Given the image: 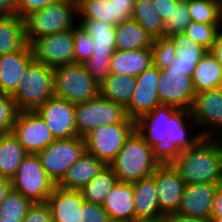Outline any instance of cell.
Returning <instances> with one entry per match:
<instances>
[{
    "label": "cell",
    "mask_w": 222,
    "mask_h": 222,
    "mask_svg": "<svg viewBox=\"0 0 222 222\" xmlns=\"http://www.w3.org/2000/svg\"><path fill=\"white\" fill-rule=\"evenodd\" d=\"M135 129L152 148L153 157L160 165L171 164L181 151L195 146L203 138L196 130L198 127L190 110L170 105H159L143 114L135 121Z\"/></svg>",
    "instance_id": "6da1fadb"
},
{
    "label": "cell",
    "mask_w": 222,
    "mask_h": 222,
    "mask_svg": "<svg viewBox=\"0 0 222 222\" xmlns=\"http://www.w3.org/2000/svg\"><path fill=\"white\" fill-rule=\"evenodd\" d=\"M184 183L222 184V147L217 138L203 137L181 151L171 163Z\"/></svg>",
    "instance_id": "7a4b0ae2"
},
{
    "label": "cell",
    "mask_w": 222,
    "mask_h": 222,
    "mask_svg": "<svg viewBox=\"0 0 222 222\" xmlns=\"http://www.w3.org/2000/svg\"><path fill=\"white\" fill-rule=\"evenodd\" d=\"M159 165L152 148L135 129L108 166L119 182L133 183L153 175Z\"/></svg>",
    "instance_id": "3957f363"
},
{
    "label": "cell",
    "mask_w": 222,
    "mask_h": 222,
    "mask_svg": "<svg viewBox=\"0 0 222 222\" xmlns=\"http://www.w3.org/2000/svg\"><path fill=\"white\" fill-rule=\"evenodd\" d=\"M76 17V0H58L27 14L23 17L27 43L30 45L37 38L72 29Z\"/></svg>",
    "instance_id": "277c9868"
},
{
    "label": "cell",
    "mask_w": 222,
    "mask_h": 222,
    "mask_svg": "<svg viewBox=\"0 0 222 222\" xmlns=\"http://www.w3.org/2000/svg\"><path fill=\"white\" fill-rule=\"evenodd\" d=\"M54 96V68L33 60L12 95L19 111L37 110Z\"/></svg>",
    "instance_id": "5b68a950"
},
{
    "label": "cell",
    "mask_w": 222,
    "mask_h": 222,
    "mask_svg": "<svg viewBox=\"0 0 222 222\" xmlns=\"http://www.w3.org/2000/svg\"><path fill=\"white\" fill-rule=\"evenodd\" d=\"M75 126L79 137L93 129L111 123H135L126 108L103 98L100 94L86 102L75 103Z\"/></svg>",
    "instance_id": "8992f818"
},
{
    "label": "cell",
    "mask_w": 222,
    "mask_h": 222,
    "mask_svg": "<svg viewBox=\"0 0 222 222\" xmlns=\"http://www.w3.org/2000/svg\"><path fill=\"white\" fill-rule=\"evenodd\" d=\"M99 85L79 63L54 68V96L72 103L86 102L100 94Z\"/></svg>",
    "instance_id": "52a82bcc"
},
{
    "label": "cell",
    "mask_w": 222,
    "mask_h": 222,
    "mask_svg": "<svg viewBox=\"0 0 222 222\" xmlns=\"http://www.w3.org/2000/svg\"><path fill=\"white\" fill-rule=\"evenodd\" d=\"M12 189L32 203L47 202L57 186L46 174L37 154H28L11 179Z\"/></svg>",
    "instance_id": "ba28073f"
},
{
    "label": "cell",
    "mask_w": 222,
    "mask_h": 222,
    "mask_svg": "<svg viewBox=\"0 0 222 222\" xmlns=\"http://www.w3.org/2000/svg\"><path fill=\"white\" fill-rule=\"evenodd\" d=\"M85 152L84 138L76 136L55 139L37 155L46 174L58 185Z\"/></svg>",
    "instance_id": "9c48e42d"
},
{
    "label": "cell",
    "mask_w": 222,
    "mask_h": 222,
    "mask_svg": "<svg viewBox=\"0 0 222 222\" xmlns=\"http://www.w3.org/2000/svg\"><path fill=\"white\" fill-rule=\"evenodd\" d=\"M134 130L135 123L101 125L83 137L86 152L109 165Z\"/></svg>",
    "instance_id": "30bf717a"
},
{
    "label": "cell",
    "mask_w": 222,
    "mask_h": 222,
    "mask_svg": "<svg viewBox=\"0 0 222 222\" xmlns=\"http://www.w3.org/2000/svg\"><path fill=\"white\" fill-rule=\"evenodd\" d=\"M190 112L203 137L217 138L222 134V87L196 93Z\"/></svg>",
    "instance_id": "8fae6325"
},
{
    "label": "cell",
    "mask_w": 222,
    "mask_h": 222,
    "mask_svg": "<svg viewBox=\"0 0 222 222\" xmlns=\"http://www.w3.org/2000/svg\"><path fill=\"white\" fill-rule=\"evenodd\" d=\"M12 134L28 154H38L55 140L45 120L36 110L19 111Z\"/></svg>",
    "instance_id": "7c38bea8"
},
{
    "label": "cell",
    "mask_w": 222,
    "mask_h": 222,
    "mask_svg": "<svg viewBox=\"0 0 222 222\" xmlns=\"http://www.w3.org/2000/svg\"><path fill=\"white\" fill-rule=\"evenodd\" d=\"M34 60L55 68L74 63V39L70 30L35 39L31 44Z\"/></svg>",
    "instance_id": "4fadbf2b"
},
{
    "label": "cell",
    "mask_w": 222,
    "mask_h": 222,
    "mask_svg": "<svg viewBox=\"0 0 222 222\" xmlns=\"http://www.w3.org/2000/svg\"><path fill=\"white\" fill-rule=\"evenodd\" d=\"M161 70L153 64L136 77V86L130 103L126 107L130 119L137 120L160 104L158 83Z\"/></svg>",
    "instance_id": "5bb4252c"
},
{
    "label": "cell",
    "mask_w": 222,
    "mask_h": 222,
    "mask_svg": "<svg viewBox=\"0 0 222 222\" xmlns=\"http://www.w3.org/2000/svg\"><path fill=\"white\" fill-rule=\"evenodd\" d=\"M45 120L55 139L78 136L75 126V103L52 96L36 110Z\"/></svg>",
    "instance_id": "9a60e30c"
},
{
    "label": "cell",
    "mask_w": 222,
    "mask_h": 222,
    "mask_svg": "<svg viewBox=\"0 0 222 222\" xmlns=\"http://www.w3.org/2000/svg\"><path fill=\"white\" fill-rule=\"evenodd\" d=\"M195 94L191 76H184L177 71L161 70L158 83V96L161 105L190 110Z\"/></svg>",
    "instance_id": "2e32d148"
},
{
    "label": "cell",
    "mask_w": 222,
    "mask_h": 222,
    "mask_svg": "<svg viewBox=\"0 0 222 222\" xmlns=\"http://www.w3.org/2000/svg\"><path fill=\"white\" fill-rule=\"evenodd\" d=\"M160 212L178 211L186 184L171 164L159 165L153 172Z\"/></svg>",
    "instance_id": "e0dca14e"
},
{
    "label": "cell",
    "mask_w": 222,
    "mask_h": 222,
    "mask_svg": "<svg viewBox=\"0 0 222 222\" xmlns=\"http://www.w3.org/2000/svg\"><path fill=\"white\" fill-rule=\"evenodd\" d=\"M34 60L31 46L0 56V93L13 95L29 64Z\"/></svg>",
    "instance_id": "ac0fdd59"
},
{
    "label": "cell",
    "mask_w": 222,
    "mask_h": 222,
    "mask_svg": "<svg viewBox=\"0 0 222 222\" xmlns=\"http://www.w3.org/2000/svg\"><path fill=\"white\" fill-rule=\"evenodd\" d=\"M220 185L222 184H187L177 212L192 217L210 219L213 198Z\"/></svg>",
    "instance_id": "d6986e66"
},
{
    "label": "cell",
    "mask_w": 222,
    "mask_h": 222,
    "mask_svg": "<svg viewBox=\"0 0 222 222\" xmlns=\"http://www.w3.org/2000/svg\"><path fill=\"white\" fill-rule=\"evenodd\" d=\"M84 201L80 190H67L57 185L47 200L52 222H80Z\"/></svg>",
    "instance_id": "ffe728a7"
},
{
    "label": "cell",
    "mask_w": 222,
    "mask_h": 222,
    "mask_svg": "<svg viewBox=\"0 0 222 222\" xmlns=\"http://www.w3.org/2000/svg\"><path fill=\"white\" fill-rule=\"evenodd\" d=\"M132 183L117 182L109 191L103 209L112 220L125 222L135 221Z\"/></svg>",
    "instance_id": "44dd1931"
},
{
    "label": "cell",
    "mask_w": 222,
    "mask_h": 222,
    "mask_svg": "<svg viewBox=\"0 0 222 222\" xmlns=\"http://www.w3.org/2000/svg\"><path fill=\"white\" fill-rule=\"evenodd\" d=\"M93 39L90 59H111L116 51V26L94 19H79Z\"/></svg>",
    "instance_id": "7402d4cb"
},
{
    "label": "cell",
    "mask_w": 222,
    "mask_h": 222,
    "mask_svg": "<svg viewBox=\"0 0 222 222\" xmlns=\"http://www.w3.org/2000/svg\"><path fill=\"white\" fill-rule=\"evenodd\" d=\"M152 64L151 48L116 50L110 60V74L137 77Z\"/></svg>",
    "instance_id": "603a6c76"
},
{
    "label": "cell",
    "mask_w": 222,
    "mask_h": 222,
    "mask_svg": "<svg viewBox=\"0 0 222 222\" xmlns=\"http://www.w3.org/2000/svg\"><path fill=\"white\" fill-rule=\"evenodd\" d=\"M171 37L176 45V59L165 70L192 76L197 63L207 50L184 33L174 34Z\"/></svg>",
    "instance_id": "cb8c5ba5"
},
{
    "label": "cell",
    "mask_w": 222,
    "mask_h": 222,
    "mask_svg": "<svg viewBox=\"0 0 222 222\" xmlns=\"http://www.w3.org/2000/svg\"><path fill=\"white\" fill-rule=\"evenodd\" d=\"M106 164L93 155L85 152L58 184L60 188L67 190H81L86 186Z\"/></svg>",
    "instance_id": "d4e9b609"
},
{
    "label": "cell",
    "mask_w": 222,
    "mask_h": 222,
    "mask_svg": "<svg viewBox=\"0 0 222 222\" xmlns=\"http://www.w3.org/2000/svg\"><path fill=\"white\" fill-rule=\"evenodd\" d=\"M134 195L135 220L157 218L160 212L157 199V190L153 175L132 183Z\"/></svg>",
    "instance_id": "484cf974"
},
{
    "label": "cell",
    "mask_w": 222,
    "mask_h": 222,
    "mask_svg": "<svg viewBox=\"0 0 222 222\" xmlns=\"http://www.w3.org/2000/svg\"><path fill=\"white\" fill-rule=\"evenodd\" d=\"M191 79L195 93L222 87V66L211 51L201 57Z\"/></svg>",
    "instance_id": "4316f807"
},
{
    "label": "cell",
    "mask_w": 222,
    "mask_h": 222,
    "mask_svg": "<svg viewBox=\"0 0 222 222\" xmlns=\"http://www.w3.org/2000/svg\"><path fill=\"white\" fill-rule=\"evenodd\" d=\"M154 38L135 20L116 25V50L151 48Z\"/></svg>",
    "instance_id": "83f0119b"
},
{
    "label": "cell",
    "mask_w": 222,
    "mask_h": 222,
    "mask_svg": "<svg viewBox=\"0 0 222 222\" xmlns=\"http://www.w3.org/2000/svg\"><path fill=\"white\" fill-rule=\"evenodd\" d=\"M27 44L23 18L0 16V56L22 50Z\"/></svg>",
    "instance_id": "f1b7e54d"
},
{
    "label": "cell",
    "mask_w": 222,
    "mask_h": 222,
    "mask_svg": "<svg viewBox=\"0 0 222 222\" xmlns=\"http://www.w3.org/2000/svg\"><path fill=\"white\" fill-rule=\"evenodd\" d=\"M27 155L12 132L4 133L0 139V177L11 180Z\"/></svg>",
    "instance_id": "f546056e"
},
{
    "label": "cell",
    "mask_w": 222,
    "mask_h": 222,
    "mask_svg": "<svg viewBox=\"0 0 222 222\" xmlns=\"http://www.w3.org/2000/svg\"><path fill=\"white\" fill-rule=\"evenodd\" d=\"M136 86V77L110 74L100 85V95L110 101L124 106L131 101Z\"/></svg>",
    "instance_id": "4dcf8cb0"
},
{
    "label": "cell",
    "mask_w": 222,
    "mask_h": 222,
    "mask_svg": "<svg viewBox=\"0 0 222 222\" xmlns=\"http://www.w3.org/2000/svg\"><path fill=\"white\" fill-rule=\"evenodd\" d=\"M118 178L113 170L106 165L86 186L80 191L85 201L103 205L111 188L116 185Z\"/></svg>",
    "instance_id": "1f68e13d"
},
{
    "label": "cell",
    "mask_w": 222,
    "mask_h": 222,
    "mask_svg": "<svg viewBox=\"0 0 222 222\" xmlns=\"http://www.w3.org/2000/svg\"><path fill=\"white\" fill-rule=\"evenodd\" d=\"M131 19L140 24L153 38L164 36V21L152 0H135Z\"/></svg>",
    "instance_id": "d6a6232c"
},
{
    "label": "cell",
    "mask_w": 222,
    "mask_h": 222,
    "mask_svg": "<svg viewBox=\"0 0 222 222\" xmlns=\"http://www.w3.org/2000/svg\"><path fill=\"white\" fill-rule=\"evenodd\" d=\"M77 18L94 19L115 26V9L109 0H76Z\"/></svg>",
    "instance_id": "836d02e7"
},
{
    "label": "cell",
    "mask_w": 222,
    "mask_h": 222,
    "mask_svg": "<svg viewBox=\"0 0 222 222\" xmlns=\"http://www.w3.org/2000/svg\"><path fill=\"white\" fill-rule=\"evenodd\" d=\"M193 22L222 25V8L218 0H188Z\"/></svg>",
    "instance_id": "e575fe53"
},
{
    "label": "cell",
    "mask_w": 222,
    "mask_h": 222,
    "mask_svg": "<svg viewBox=\"0 0 222 222\" xmlns=\"http://www.w3.org/2000/svg\"><path fill=\"white\" fill-rule=\"evenodd\" d=\"M32 202L13 189L0 204V222H22Z\"/></svg>",
    "instance_id": "d590c367"
},
{
    "label": "cell",
    "mask_w": 222,
    "mask_h": 222,
    "mask_svg": "<svg viewBox=\"0 0 222 222\" xmlns=\"http://www.w3.org/2000/svg\"><path fill=\"white\" fill-rule=\"evenodd\" d=\"M151 51L153 65L160 70L169 67L176 59V45L171 36L154 38Z\"/></svg>",
    "instance_id": "8d00e7d4"
},
{
    "label": "cell",
    "mask_w": 222,
    "mask_h": 222,
    "mask_svg": "<svg viewBox=\"0 0 222 222\" xmlns=\"http://www.w3.org/2000/svg\"><path fill=\"white\" fill-rule=\"evenodd\" d=\"M191 22L188 0H180L176 8H173L170 17L164 22V36L183 33Z\"/></svg>",
    "instance_id": "74e56055"
},
{
    "label": "cell",
    "mask_w": 222,
    "mask_h": 222,
    "mask_svg": "<svg viewBox=\"0 0 222 222\" xmlns=\"http://www.w3.org/2000/svg\"><path fill=\"white\" fill-rule=\"evenodd\" d=\"M76 24L71 29L74 39V63L84 64L91 58L93 39L81 22Z\"/></svg>",
    "instance_id": "f35d334b"
},
{
    "label": "cell",
    "mask_w": 222,
    "mask_h": 222,
    "mask_svg": "<svg viewBox=\"0 0 222 222\" xmlns=\"http://www.w3.org/2000/svg\"><path fill=\"white\" fill-rule=\"evenodd\" d=\"M221 26L192 21L183 33L207 51H210L216 40V33Z\"/></svg>",
    "instance_id": "ab89813d"
},
{
    "label": "cell",
    "mask_w": 222,
    "mask_h": 222,
    "mask_svg": "<svg viewBox=\"0 0 222 222\" xmlns=\"http://www.w3.org/2000/svg\"><path fill=\"white\" fill-rule=\"evenodd\" d=\"M18 112L12 96L0 93V133L12 132Z\"/></svg>",
    "instance_id": "60d3db41"
},
{
    "label": "cell",
    "mask_w": 222,
    "mask_h": 222,
    "mask_svg": "<svg viewBox=\"0 0 222 222\" xmlns=\"http://www.w3.org/2000/svg\"><path fill=\"white\" fill-rule=\"evenodd\" d=\"M110 60L111 59H89L83 64L99 87L110 75Z\"/></svg>",
    "instance_id": "b9f144b4"
},
{
    "label": "cell",
    "mask_w": 222,
    "mask_h": 222,
    "mask_svg": "<svg viewBox=\"0 0 222 222\" xmlns=\"http://www.w3.org/2000/svg\"><path fill=\"white\" fill-rule=\"evenodd\" d=\"M110 220L108 213L102 205L84 201L81 205L80 222H108Z\"/></svg>",
    "instance_id": "7bdbcfd3"
},
{
    "label": "cell",
    "mask_w": 222,
    "mask_h": 222,
    "mask_svg": "<svg viewBox=\"0 0 222 222\" xmlns=\"http://www.w3.org/2000/svg\"><path fill=\"white\" fill-rule=\"evenodd\" d=\"M22 222H52V213L47 202L32 203Z\"/></svg>",
    "instance_id": "ee69618b"
},
{
    "label": "cell",
    "mask_w": 222,
    "mask_h": 222,
    "mask_svg": "<svg viewBox=\"0 0 222 222\" xmlns=\"http://www.w3.org/2000/svg\"><path fill=\"white\" fill-rule=\"evenodd\" d=\"M115 9V26L131 19L135 0H109Z\"/></svg>",
    "instance_id": "f6af8a7d"
},
{
    "label": "cell",
    "mask_w": 222,
    "mask_h": 222,
    "mask_svg": "<svg viewBox=\"0 0 222 222\" xmlns=\"http://www.w3.org/2000/svg\"><path fill=\"white\" fill-rule=\"evenodd\" d=\"M58 0H17V15L23 18L27 14L43 9Z\"/></svg>",
    "instance_id": "bcb514c9"
},
{
    "label": "cell",
    "mask_w": 222,
    "mask_h": 222,
    "mask_svg": "<svg viewBox=\"0 0 222 222\" xmlns=\"http://www.w3.org/2000/svg\"><path fill=\"white\" fill-rule=\"evenodd\" d=\"M180 0H152L153 6L165 22L171 15L173 8H176Z\"/></svg>",
    "instance_id": "7dc6e473"
},
{
    "label": "cell",
    "mask_w": 222,
    "mask_h": 222,
    "mask_svg": "<svg viewBox=\"0 0 222 222\" xmlns=\"http://www.w3.org/2000/svg\"><path fill=\"white\" fill-rule=\"evenodd\" d=\"M222 217V185L215 192L210 218Z\"/></svg>",
    "instance_id": "c3c4849f"
},
{
    "label": "cell",
    "mask_w": 222,
    "mask_h": 222,
    "mask_svg": "<svg viewBox=\"0 0 222 222\" xmlns=\"http://www.w3.org/2000/svg\"><path fill=\"white\" fill-rule=\"evenodd\" d=\"M166 219L168 222H211L210 219L192 217V216L181 214L179 212L170 213L166 215Z\"/></svg>",
    "instance_id": "681fc988"
},
{
    "label": "cell",
    "mask_w": 222,
    "mask_h": 222,
    "mask_svg": "<svg viewBox=\"0 0 222 222\" xmlns=\"http://www.w3.org/2000/svg\"><path fill=\"white\" fill-rule=\"evenodd\" d=\"M17 15V0H0V16Z\"/></svg>",
    "instance_id": "f907efd6"
},
{
    "label": "cell",
    "mask_w": 222,
    "mask_h": 222,
    "mask_svg": "<svg viewBox=\"0 0 222 222\" xmlns=\"http://www.w3.org/2000/svg\"><path fill=\"white\" fill-rule=\"evenodd\" d=\"M210 51L222 66V26L216 33V40Z\"/></svg>",
    "instance_id": "816d5d0a"
},
{
    "label": "cell",
    "mask_w": 222,
    "mask_h": 222,
    "mask_svg": "<svg viewBox=\"0 0 222 222\" xmlns=\"http://www.w3.org/2000/svg\"><path fill=\"white\" fill-rule=\"evenodd\" d=\"M12 189L11 180L0 177V204L6 198L7 194Z\"/></svg>",
    "instance_id": "f5cc1de1"
},
{
    "label": "cell",
    "mask_w": 222,
    "mask_h": 222,
    "mask_svg": "<svg viewBox=\"0 0 222 222\" xmlns=\"http://www.w3.org/2000/svg\"><path fill=\"white\" fill-rule=\"evenodd\" d=\"M134 222H168L166 215H162L157 218L137 219Z\"/></svg>",
    "instance_id": "db71d44e"
},
{
    "label": "cell",
    "mask_w": 222,
    "mask_h": 222,
    "mask_svg": "<svg viewBox=\"0 0 222 222\" xmlns=\"http://www.w3.org/2000/svg\"><path fill=\"white\" fill-rule=\"evenodd\" d=\"M211 222H222V217L210 218Z\"/></svg>",
    "instance_id": "11a10c76"
},
{
    "label": "cell",
    "mask_w": 222,
    "mask_h": 222,
    "mask_svg": "<svg viewBox=\"0 0 222 222\" xmlns=\"http://www.w3.org/2000/svg\"><path fill=\"white\" fill-rule=\"evenodd\" d=\"M217 139L219 140L220 144H221V147H222V134H220Z\"/></svg>",
    "instance_id": "9f6ffc18"
},
{
    "label": "cell",
    "mask_w": 222,
    "mask_h": 222,
    "mask_svg": "<svg viewBox=\"0 0 222 222\" xmlns=\"http://www.w3.org/2000/svg\"><path fill=\"white\" fill-rule=\"evenodd\" d=\"M108 222H125V221H119V220H112V219H110Z\"/></svg>",
    "instance_id": "6f0895ef"
},
{
    "label": "cell",
    "mask_w": 222,
    "mask_h": 222,
    "mask_svg": "<svg viewBox=\"0 0 222 222\" xmlns=\"http://www.w3.org/2000/svg\"><path fill=\"white\" fill-rule=\"evenodd\" d=\"M218 1H219V3H220L221 8H222V0H218Z\"/></svg>",
    "instance_id": "680465c9"
}]
</instances>
